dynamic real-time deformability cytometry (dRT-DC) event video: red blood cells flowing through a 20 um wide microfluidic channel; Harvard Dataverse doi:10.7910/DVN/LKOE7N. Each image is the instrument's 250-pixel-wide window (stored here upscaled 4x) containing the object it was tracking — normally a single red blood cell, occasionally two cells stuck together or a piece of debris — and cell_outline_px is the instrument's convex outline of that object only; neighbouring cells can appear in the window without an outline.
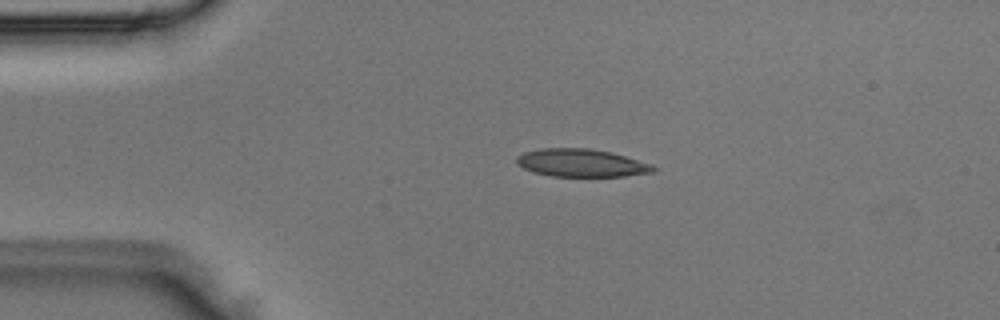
{"species": "Egyptian fruit bat (a non-hibernating species)", "species_latin": "Rousettus aegyptiacus", "temperature_condition": "room temperature", "stored_images_in_passage": 4, "camera_frame_rate_fps": 3000, "um_per_image_px": 0.085, "animal": {"sex": "male"}, "frame": {"image": 1, "passage_image": 3, "time_ms": 0.667, "image_size_px": [1000, 320], "cell_outline_px": [[660, 168], [656, 172], [624, 176], [552, 176], [532, 172], [516, 164], [516, 156], [524, 152], [540, 148], [588, 148], [612, 152], [652, 164]], "centroid_in_image_um": [49.44, 13.85], "position_along_channel_um": 35.6, "area_um2": 22.43}}